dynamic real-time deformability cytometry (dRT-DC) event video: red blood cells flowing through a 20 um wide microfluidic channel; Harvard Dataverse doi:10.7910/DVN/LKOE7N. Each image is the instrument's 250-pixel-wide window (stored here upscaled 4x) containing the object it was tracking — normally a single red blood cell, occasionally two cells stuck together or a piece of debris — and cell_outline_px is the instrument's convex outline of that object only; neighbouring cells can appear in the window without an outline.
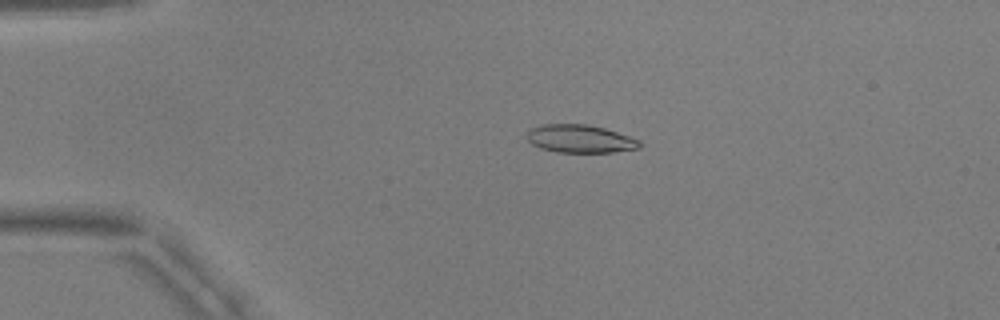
{"species": "common noctule bat (a hibernating species)", "species_latin": "Nyctalus noctula", "temperature_condition": "warm", "stored_images_in_passage": 54, "camera_frame_rate_fps": 3000, "um_per_image_px": 0.085, "animal": {"sex": "male", "body_mass_g": 17.9, "forearm_length_mm": 54.2}, "frame": {"image": 1, "passage_image": 12, "time_ms": 3.667, "image_size_px": [1000, 320], "cell_outline_px": [[644, 144], [640, 148], [612, 152], [556, 152], [540, 148], [532, 144], [528, 140], [528, 132], [532, 128], [540, 124], [588, 124], [604, 128], [640, 140]], "centroid_in_image_um": [49.33, 11.8], "position_along_channel_um": 35.7, "area_um2": 18.38}}
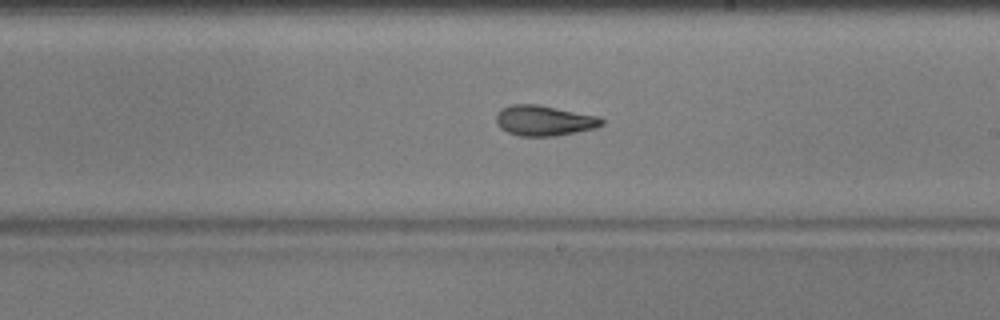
{"frame": {"image": 2, "passage_image": 32, "time_ms": 10.333, "image_size_px": [1000, 320], "cell_outline_px": [[604, 124], [596, 128], [556, 136], [520, 136], [508, 132], [500, 128], [496, 120], [496, 116], [500, 108], [508, 104], [540, 104], [600, 116], [604, 120]], "centroid_in_image_um": [46.27, 10.23], "position_along_channel_um": 242.7, "area_um2": 19.02}}
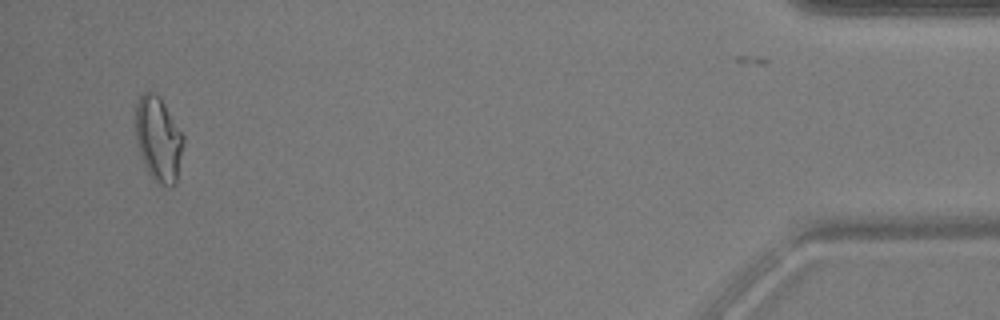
{"frame": {"image": 3, "passage_image": 52, "time_ms": 17.0, "image_size_px": [1000, 320], "cell_outline_px": [[184, 140], [176, 184], [168, 188], [156, 184], [148, 172], [144, 164], [136, 140], [136, 104], [140, 92], [148, 88], [152, 88], [160, 96], [184, 136]], "centroid_in_image_um": [13.46, 11.78], "position_along_channel_um": 421.7, "area_um2": 24.16}, "authors_computed_cell_mechanics": {"area_um2": 19.0162, "velocity_mm_per_s": 3.7669, "shape_relaxation_time_tau1_ms": 9.6609, "shape_relaxation_time_tau2_ms": 1.8138, "deformation_change_tau1": 0.2324, "deformation_change_tau2": 0.096}}